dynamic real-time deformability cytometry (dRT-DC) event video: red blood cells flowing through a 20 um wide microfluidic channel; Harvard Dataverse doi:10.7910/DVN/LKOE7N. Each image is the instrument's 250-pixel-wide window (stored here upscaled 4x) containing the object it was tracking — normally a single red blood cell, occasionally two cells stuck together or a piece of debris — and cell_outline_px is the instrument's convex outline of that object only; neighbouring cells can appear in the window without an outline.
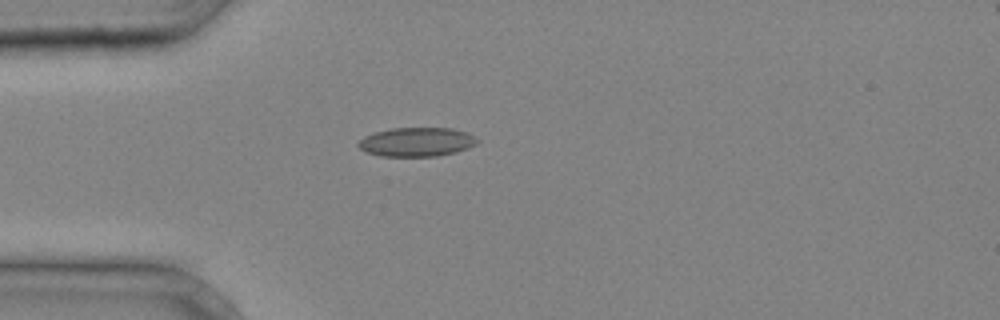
{"species": "common noctule bat (a hibernating species)", "species_latin": "Nyctalus noctula", "temperature_condition": "cold", "stored_images_in_passage": 3, "camera_frame_rate_fps": 3000, "um_per_image_px": 0.085, "animal": {"sex": "male", "body_mass_g": 20.4}, "frame": {"image": 1, "passage_image": 3, "time_ms": 0.667, "image_size_px": [1000, 320], "cell_outline_px": [[480, 140], [476, 144], [468, 148], [456, 152], [436, 156], [380, 156], [368, 152], [360, 148], [356, 144], [364, 136], [376, 132], [392, 128], [452, 128], [468, 132]], "centroid_in_image_um": [35.45, 12.06], "position_along_channel_um": 49.6, "area_um2": 20.11}}